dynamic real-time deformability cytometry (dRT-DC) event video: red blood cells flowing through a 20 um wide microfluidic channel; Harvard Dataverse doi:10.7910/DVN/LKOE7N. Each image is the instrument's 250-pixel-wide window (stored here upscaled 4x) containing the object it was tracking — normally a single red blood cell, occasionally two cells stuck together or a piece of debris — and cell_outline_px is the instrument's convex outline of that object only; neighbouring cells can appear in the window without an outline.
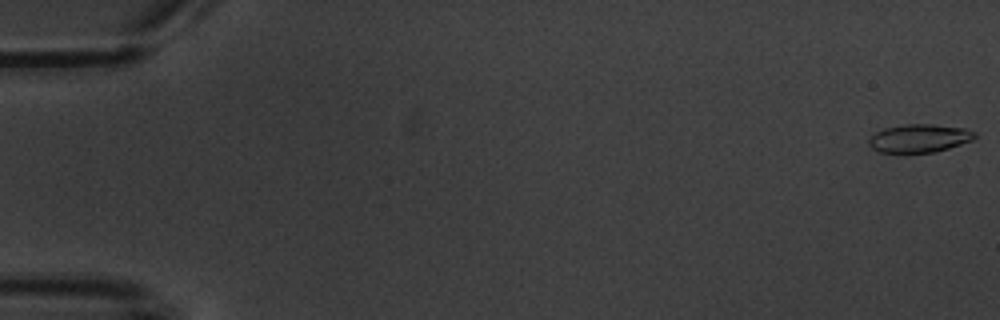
{"species": "common noctule bat (a hibernating species)", "species_latin": "Nyctalus noctula", "temperature_condition": "warm", "stored_images_in_passage": 7, "camera_frame_rate_fps": 3000, "um_per_image_px": 0.085, "animal": {"sex": "male", "body_mass_g": 20.1, "forearm_length_mm": 53.5}, "frame": {"image": 1, "passage_image": 1, "time_ms": 0.0, "image_size_px": [1000, 320], "cell_outline_px": [[976, 136], [972, 140], [936, 152], [880, 152], [872, 148], [868, 144], [868, 140], [876, 132], [884, 128], [904, 124], [932, 124], [964, 128], [976, 132]], "centroid_in_image_um": [78.14, 11.74], "position_along_channel_um": 6.9, "area_um2": 17.28}}
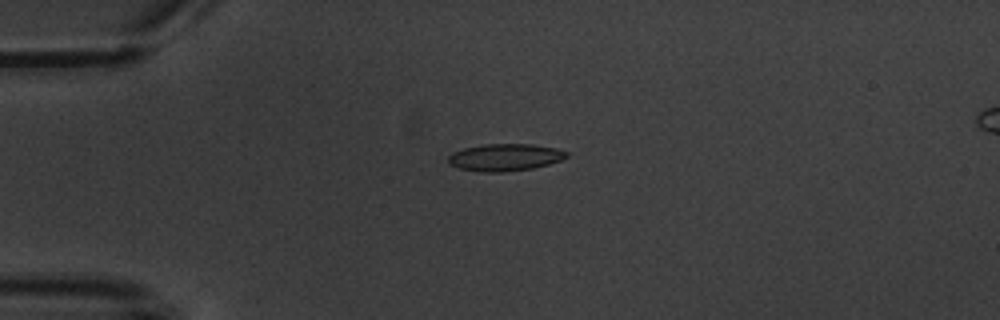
{"frame": {"image": 2, "passage_image": 5, "time_ms": 4.667, "image_size_px": [1000, 320], "cell_outline_px": [[568, 156], [560, 160], [548, 164], [532, 168], [504, 172], [480, 172], [460, 168], [448, 164], [448, 156], [452, 152], [464, 148], [484, 144], [532, 144], [556, 148], [568, 152]], "centroid_in_image_um": [42.9, 13.37], "position_along_channel_um": 42.1, "area_um2": 18.73}}